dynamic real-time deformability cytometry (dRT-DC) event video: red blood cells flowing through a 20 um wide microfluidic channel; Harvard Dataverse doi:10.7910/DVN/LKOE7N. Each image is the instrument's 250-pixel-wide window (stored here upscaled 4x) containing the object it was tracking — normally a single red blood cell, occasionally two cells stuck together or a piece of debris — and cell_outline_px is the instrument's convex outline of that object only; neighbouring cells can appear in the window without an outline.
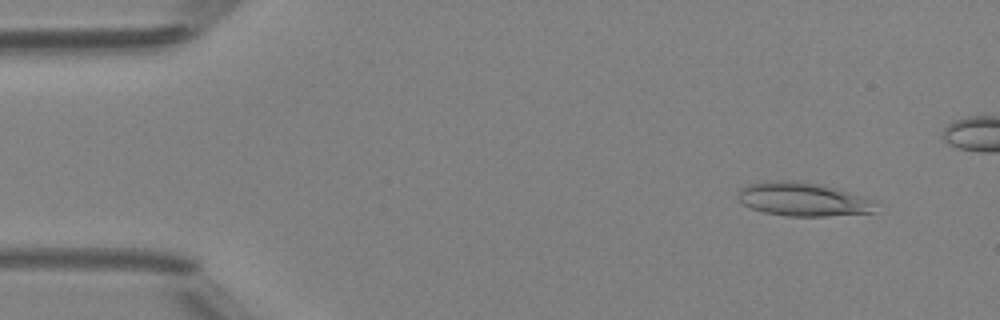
{"species": "Egyptian fruit bat (a non-hibernating species)", "species_latin": "Rousettus aegyptiacus", "temperature_condition": "room temperature", "stored_images_in_passage": 45, "camera_frame_rate_fps": 3000, "um_per_image_px": 0.085, "animal": {"sex": "female"}, "frame": {"image": 1, "passage_image": 5, "time_ms": 1.333, "image_size_px": [1000, 320], "cell_outline_px": [[880, 204], [876, 212], [828, 216], [784, 216], [764, 212], [752, 208], [736, 200], [736, 196], [740, 188], [748, 184], [764, 180], [800, 180], [824, 184], [864, 196], [876, 200]], "centroid_in_image_um": [68.3, 16.92], "position_along_channel_um": 16.7, "area_um2": 27.98}}
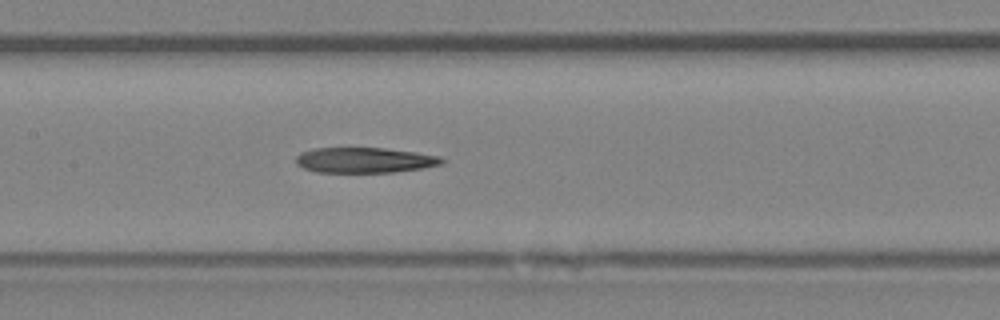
{"frame": {"image": 2, "passage_image": 24, "time_ms": 7.667, "image_size_px": [1000, 320], "cell_outline_px": [[448, 160], [444, 164], [424, 168], [392, 172], [316, 172], [304, 168], [296, 164], [296, 156], [300, 152], [316, 148], [384, 148], [416, 152], [440, 156]], "centroid_in_image_um": [31.04, 13.61], "position_along_channel_um": 176.4, "area_um2": 21.73}}
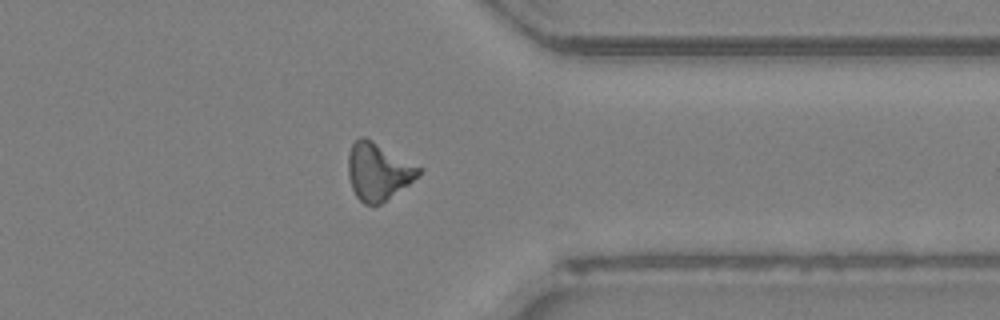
{"frame": {"image": 3, "passage_image": 39, "time_ms": 12.667, "image_size_px": [1000, 320], "cell_outline_px": [[424, 168], [408, 184], [380, 204], [372, 208], [364, 204], [356, 196], [352, 188], [348, 176], [348, 152], [352, 144], [360, 136], [364, 136], [372, 140]], "centroid_in_image_um": [32.12, 14.58], "position_along_channel_um": 379.3, "area_um2": 23.64}}